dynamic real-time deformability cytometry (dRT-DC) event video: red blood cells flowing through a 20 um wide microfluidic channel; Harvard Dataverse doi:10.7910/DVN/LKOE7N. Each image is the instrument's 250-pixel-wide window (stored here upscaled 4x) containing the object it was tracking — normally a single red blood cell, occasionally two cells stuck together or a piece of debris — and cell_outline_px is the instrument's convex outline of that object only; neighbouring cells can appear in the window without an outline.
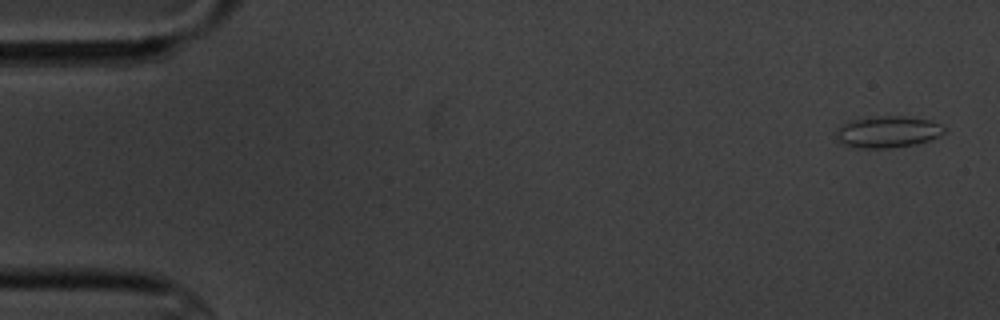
{"species": "common noctule bat (a hibernating species)", "species_latin": "Nyctalus noctula", "temperature_condition": "cold", "stored_images_in_passage": 6, "camera_frame_rate_fps": 3000, "um_per_image_px": 0.085, "animal": {"sex": "male", "body_mass_g": 20.1, "forearm_length_mm": 53.5}, "frame": {"image": 1, "passage_image": 1, "time_ms": 0.0, "image_size_px": [1000, 320], "cell_outline_px": [[944, 132], [928, 140], [916, 144], [892, 148], [852, 148], [840, 144], [836, 140], [836, 128], [852, 120], [876, 116], [904, 116], [928, 120], [940, 124], [944, 128]], "centroid_in_image_um": [75.37, 11.22], "position_along_channel_um": 9.6, "area_um2": 19.94}}